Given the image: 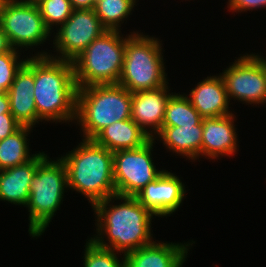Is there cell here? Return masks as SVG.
Here are the masks:
<instances>
[{
	"label": "cell",
	"instance_id": "obj_29",
	"mask_svg": "<svg viewBox=\"0 0 266 267\" xmlns=\"http://www.w3.org/2000/svg\"><path fill=\"white\" fill-rule=\"evenodd\" d=\"M97 0H70L74 10L94 9Z\"/></svg>",
	"mask_w": 266,
	"mask_h": 267
},
{
	"label": "cell",
	"instance_id": "obj_16",
	"mask_svg": "<svg viewBox=\"0 0 266 267\" xmlns=\"http://www.w3.org/2000/svg\"><path fill=\"white\" fill-rule=\"evenodd\" d=\"M192 244V242L164 243L155 240L147 246L125 254L126 267H183Z\"/></svg>",
	"mask_w": 266,
	"mask_h": 267
},
{
	"label": "cell",
	"instance_id": "obj_30",
	"mask_svg": "<svg viewBox=\"0 0 266 267\" xmlns=\"http://www.w3.org/2000/svg\"><path fill=\"white\" fill-rule=\"evenodd\" d=\"M4 113H11L7 92L0 94V118H4Z\"/></svg>",
	"mask_w": 266,
	"mask_h": 267
},
{
	"label": "cell",
	"instance_id": "obj_33",
	"mask_svg": "<svg viewBox=\"0 0 266 267\" xmlns=\"http://www.w3.org/2000/svg\"><path fill=\"white\" fill-rule=\"evenodd\" d=\"M1 93H5V92L0 88V94H1Z\"/></svg>",
	"mask_w": 266,
	"mask_h": 267
},
{
	"label": "cell",
	"instance_id": "obj_14",
	"mask_svg": "<svg viewBox=\"0 0 266 267\" xmlns=\"http://www.w3.org/2000/svg\"><path fill=\"white\" fill-rule=\"evenodd\" d=\"M168 84L154 90L132 92L131 119L150 138L161 131L167 102L174 94L169 93Z\"/></svg>",
	"mask_w": 266,
	"mask_h": 267
},
{
	"label": "cell",
	"instance_id": "obj_1",
	"mask_svg": "<svg viewBox=\"0 0 266 267\" xmlns=\"http://www.w3.org/2000/svg\"><path fill=\"white\" fill-rule=\"evenodd\" d=\"M114 200H120L119 204H113ZM92 209L97 217V235L90 239L99 247L112 249L121 256L154 242L151 222L155 215L135 196L115 194L97 202ZM105 236L108 240H104Z\"/></svg>",
	"mask_w": 266,
	"mask_h": 267
},
{
	"label": "cell",
	"instance_id": "obj_22",
	"mask_svg": "<svg viewBox=\"0 0 266 267\" xmlns=\"http://www.w3.org/2000/svg\"><path fill=\"white\" fill-rule=\"evenodd\" d=\"M202 119L185 94L174 93L167 102L162 127L198 125Z\"/></svg>",
	"mask_w": 266,
	"mask_h": 267
},
{
	"label": "cell",
	"instance_id": "obj_8",
	"mask_svg": "<svg viewBox=\"0 0 266 267\" xmlns=\"http://www.w3.org/2000/svg\"><path fill=\"white\" fill-rule=\"evenodd\" d=\"M0 26L16 50L25 48L27 51L32 47L34 50V46H42L52 34L37 4L20 0H0Z\"/></svg>",
	"mask_w": 266,
	"mask_h": 267
},
{
	"label": "cell",
	"instance_id": "obj_31",
	"mask_svg": "<svg viewBox=\"0 0 266 267\" xmlns=\"http://www.w3.org/2000/svg\"><path fill=\"white\" fill-rule=\"evenodd\" d=\"M12 49L13 47L11 46L6 33L3 31L2 27L0 26V54L8 52Z\"/></svg>",
	"mask_w": 266,
	"mask_h": 267
},
{
	"label": "cell",
	"instance_id": "obj_11",
	"mask_svg": "<svg viewBox=\"0 0 266 267\" xmlns=\"http://www.w3.org/2000/svg\"><path fill=\"white\" fill-rule=\"evenodd\" d=\"M56 31L57 33L54 32L56 35L53 34V48L56 49L57 55H51L44 50L34 56L73 61L107 29L102 25L94 9H82L73 10L71 16Z\"/></svg>",
	"mask_w": 266,
	"mask_h": 267
},
{
	"label": "cell",
	"instance_id": "obj_26",
	"mask_svg": "<svg viewBox=\"0 0 266 267\" xmlns=\"http://www.w3.org/2000/svg\"><path fill=\"white\" fill-rule=\"evenodd\" d=\"M19 50L12 49L0 54V88L7 92L14 81L16 73L25 64L26 59L20 58Z\"/></svg>",
	"mask_w": 266,
	"mask_h": 267
},
{
	"label": "cell",
	"instance_id": "obj_32",
	"mask_svg": "<svg viewBox=\"0 0 266 267\" xmlns=\"http://www.w3.org/2000/svg\"><path fill=\"white\" fill-rule=\"evenodd\" d=\"M25 3L38 4L41 0H20Z\"/></svg>",
	"mask_w": 266,
	"mask_h": 267
},
{
	"label": "cell",
	"instance_id": "obj_18",
	"mask_svg": "<svg viewBox=\"0 0 266 267\" xmlns=\"http://www.w3.org/2000/svg\"><path fill=\"white\" fill-rule=\"evenodd\" d=\"M185 96L203 118L223 117L232 114L229 111L230 101L220 74L207 76Z\"/></svg>",
	"mask_w": 266,
	"mask_h": 267
},
{
	"label": "cell",
	"instance_id": "obj_3",
	"mask_svg": "<svg viewBox=\"0 0 266 267\" xmlns=\"http://www.w3.org/2000/svg\"><path fill=\"white\" fill-rule=\"evenodd\" d=\"M67 171L68 188L84 195L93 206L115 195L113 152L93 139H82L60 157Z\"/></svg>",
	"mask_w": 266,
	"mask_h": 267
},
{
	"label": "cell",
	"instance_id": "obj_27",
	"mask_svg": "<svg viewBox=\"0 0 266 267\" xmlns=\"http://www.w3.org/2000/svg\"><path fill=\"white\" fill-rule=\"evenodd\" d=\"M228 9L232 12H247L253 9L266 8V0H228Z\"/></svg>",
	"mask_w": 266,
	"mask_h": 267
},
{
	"label": "cell",
	"instance_id": "obj_20",
	"mask_svg": "<svg viewBox=\"0 0 266 267\" xmlns=\"http://www.w3.org/2000/svg\"><path fill=\"white\" fill-rule=\"evenodd\" d=\"M151 138L132 119L115 122L102 129L93 140L112 151L139 148Z\"/></svg>",
	"mask_w": 266,
	"mask_h": 267
},
{
	"label": "cell",
	"instance_id": "obj_25",
	"mask_svg": "<svg viewBox=\"0 0 266 267\" xmlns=\"http://www.w3.org/2000/svg\"><path fill=\"white\" fill-rule=\"evenodd\" d=\"M46 27L53 32L58 29L72 14L73 7L70 0H41L37 4Z\"/></svg>",
	"mask_w": 266,
	"mask_h": 267
},
{
	"label": "cell",
	"instance_id": "obj_28",
	"mask_svg": "<svg viewBox=\"0 0 266 267\" xmlns=\"http://www.w3.org/2000/svg\"><path fill=\"white\" fill-rule=\"evenodd\" d=\"M20 127L11 113H4V118H0V141L12 135Z\"/></svg>",
	"mask_w": 266,
	"mask_h": 267
},
{
	"label": "cell",
	"instance_id": "obj_4",
	"mask_svg": "<svg viewBox=\"0 0 266 267\" xmlns=\"http://www.w3.org/2000/svg\"><path fill=\"white\" fill-rule=\"evenodd\" d=\"M132 92L118 84L90 85L77 89L76 120L84 139L102 129L131 119Z\"/></svg>",
	"mask_w": 266,
	"mask_h": 267
},
{
	"label": "cell",
	"instance_id": "obj_9",
	"mask_svg": "<svg viewBox=\"0 0 266 267\" xmlns=\"http://www.w3.org/2000/svg\"><path fill=\"white\" fill-rule=\"evenodd\" d=\"M228 100L243 104H266V57L251 53L244 54L220 73ZM233 98V99H231Z\"/></svg>",
	"mask_w": 266,
	"mask_h": 267
},
{
	"label": "cell",
	"instance_id": "obj_15",
	"mask_svg": "<svg viewBox=\"0 0 266 267\" xmlns=\"http://www.w3.org/2000/svg\"><path fill=\"white\" fill-rule=\"evenodd\" d=\"M235 115L202 119V157L219 159L222 156H234L237 149V135L234 125ZM221 155V156H220Z\"/></svg>",
	"mask_w": 266,
	"mask_h": 267
},
{
	"label": "cell",
	"instance_id": "obj_24",
	"mask_svg": "<svg viewBox=\"0 0 266 267\" xmlns=\"http://www.w3.org/2000/svg\"><path fill=\"white\" fill-rule=\"evenodd\" d=\"M84 252L83 267H126L125 256L118 259V252L109 248L99 247L90 238L87 239Z\"/></svg>",
	"mask_w": 266,
	"mask_h": 267
},
{
	"label": "cell",
	"instance_id": "obj_12",
	"mask_svg": "<svg viewBox=\"0 0 266 267\" xmlns=\"http://www.w3.org/2000/svg\"><path fill=\"white\" fill-rule=\"evenodd\" d=\"M185 184L176 174L164 170L157 179L148 183L135 197L156 217L175 213L185 198Z\"/></svg>",
	"mask_w": 266,
	"mask_h": 267
},
{
	"label": "cell",
	"instance_id": "obj_2",
	"mask_svg": "<svg viewBox=\"0 0 266 267\" xmlns=\"http://www.w3.org/2000/svg\"><path fill=\"white\" fill-rule=\"evenodd\" d=\"M34 101L43 122L76 120L77 85L72 61L34 56Z\"/></svg>",
	"mask_w": 266,
	"mask_h": 267
},
{
	"label": "cell",
	"instance_id": "obj_13",
	"mask_svg": "<svg viewBox=\"0 0 266 267\" xmlns=\"http://www.w3.org/2000/svg\"><path fill=\"white\" fill-rule=\"evenodd\" d=\"M27 57L25 64L16 73L7 91L10 112L21 126L34 128L41 120L37 116L34 101V56Z\"/></svg>",
	"mask_w": 266,
	"mask_h": 267
},
{
	"label": "cell",
	"instance_id": "obj_23",
	"mask_svg": "<svg viewBox=\"0 0 266 267\" xmlns=\"http://www.w3.org/2000/svg\"><path fill=\"white\" fill-rule=\"evenodd\" d=\"M136 0H97L94 10L107 30L121 31V24L132 14Z\"/></svg>",
	"mask_w": 266,
	"mask_h": 267
},
{
	"label": "cell",
	"instance_id": "obj_21",
	"mask_svg": "<svg viewBox=\"0 0 266 267\" xmlns=\"http://www.w3.org/2000/svg\"><path fill=\"white\" fill-rule=\"evenodd\" d=\"M32 130V127L21 126L12 135L0 141V170L24 164L36 155L30 154L28 144V135Z\"/></svg>",
	"mask_w": 266,
	"mask_h": 267
},
{
	"label": "cell",
	"instance_id": "obj_7",
	"mask_svg": "<svg viewBox=\"0 0 266 267\" xmlns=\"http://www.w3.org/2000/svg\"><path fill=\"white\" fill-rule=\"evenodd\" d=\"M121 34L107 30L72 61L77 88L118 83L125 54V37Z\"/></svg>",
	"mask_w": 266,
	"mask_h": 267
},
{
	"label": "cell",
	"instance_id": "obj_5",
	"mask_svg": "<svg viewBox=\"0 0 266 267\" xmlns=\"http://www.w3.org/2000/svg\"><path fill=\"white\" fill-rule=\"evenodd\" d=\"M149 36L133 31L125 37L123 70L117 84L130 92L154 90L168 83L162 41Z\"/></svg>",
	"mask_w": 266,
	"mask_h": 267
},
{
	"label": "cell",
	"instance_id": "obj_6",
	"mask_svg": "<svg viewBox=\"0 0 266 267\" xmlns=\"http://www.w3.org/2000/svg\"><path fill=\"white\" fill-rule=\"evenodd\" d=\"M67 187L65 164L60 157L52 160L46 156L38 164L30 184V198L26 205L30 237L37 239L45 232L63 202Z\"/></svg>",
	"mask_w": 266,
	"mask_h": 267
},
{
	"label": "cell",
	"instance_id": "obj_17",
	"mask_svg": "<svg viewBox=\"0 0 266 267\" xmlns=\"http://www.w3.org/2000/svg\"><path fill=\"white\" fill-rule=\"evenodd\" d=\"M46 156L44 152H39L24 164L0 170V200L26 207L33 175Z\"/></svg>",
	"mask_w": 266,
	"mask_h": 267
},
{
	"label": "cell",
	"instance_id": "obj_19",
	"mask_svg": "<svg viewBox=\"0 0 266 267\" xmlns=\"http://www.w3.org/2000/svg\"><path fill=\"white\" fill-rule=\"evenodd\" d=\"M202 133L201 121L198 125L162 127L154 139L159 138L170 152L194 162L202 156Z\"/></svg>",
	"mask_w": 266,
	"mask_h": 267
},
{
	"label": "cell",
	"instance_id": "obj_10",
	"mask_svg": "<svg viewBox=\"0 0 266 267\" xmlns=\"http://www.w3.org/2000/svg\"><path fill=\"white\" fill-rule=\"evenodd\" d=\"M155 139L139 148L113 153V174L116 194L135 196L164 171L156 169L152 157Z\"/></svg>",
	"mask_w": 266,
	"mask_h": 267
}]
</instances>
